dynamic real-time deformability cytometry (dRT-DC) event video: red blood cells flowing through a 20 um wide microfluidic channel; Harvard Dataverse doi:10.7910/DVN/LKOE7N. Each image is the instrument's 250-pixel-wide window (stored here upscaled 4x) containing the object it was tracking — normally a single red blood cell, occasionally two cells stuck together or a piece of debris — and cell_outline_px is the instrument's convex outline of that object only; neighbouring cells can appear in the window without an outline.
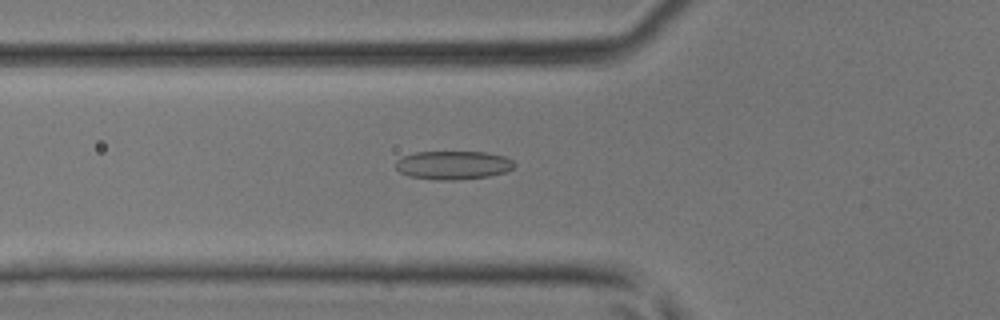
{"species": "common noctule bat (a hibernating species)", "species_latin": "Nyctalus noctula", "temperature_condition": "room temperature", "stored_images_in_passage": 46, "camera_frame_rate_fps": 3000, "um_per_image_px": 0.085, "animal": {"sex": "male", "body_mass_g": 17.9, "forearm_length_mm": 54.2}, "frame": {"image": 1, "passage_image": 17, "time_ms": 5.333, "image_size_px": [1000, 320], "cell_outline_px": [[516, 164], [512, 168], [504, 172], [488, 176], [456, 180], [436, 180], [408, 176], [400, 172], [396, 168], [396, 160], [404, 156], [416, 152], [484, 152], [504, 156], [512, 160]], "centroid_in_image_um": [38.5, 14.04], "position_along_channel_um": 87.3, "area_um2": 19.65}}
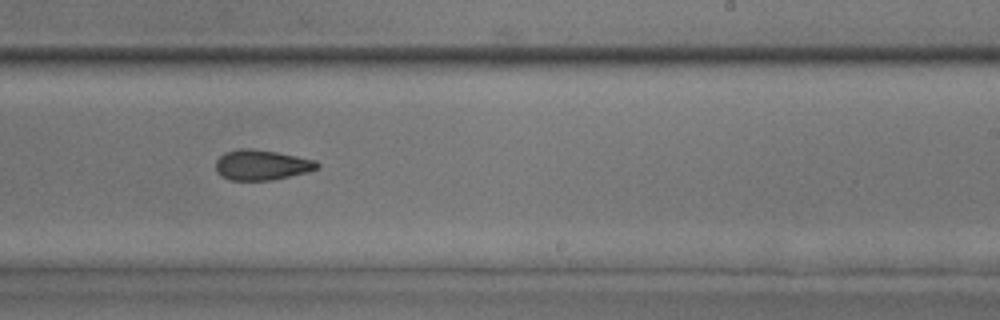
{"frame": {"image": 2, "passage_image": 29, "time_ms": 9.333, "image_size_px": [1000, 320], "cell_outline_px": [[320, 168], [308, 172], [272, 180], [232, 180], [220, 176], [216, 172], [216, 160], [224, 152], [240, 148], [252, 148], [276, 152], [316, 160], [320, 164]], "centroid_in_image_um": [22.24, 14.02], "position_along_channel_um": 266.8, "area_um2": 18.03}}
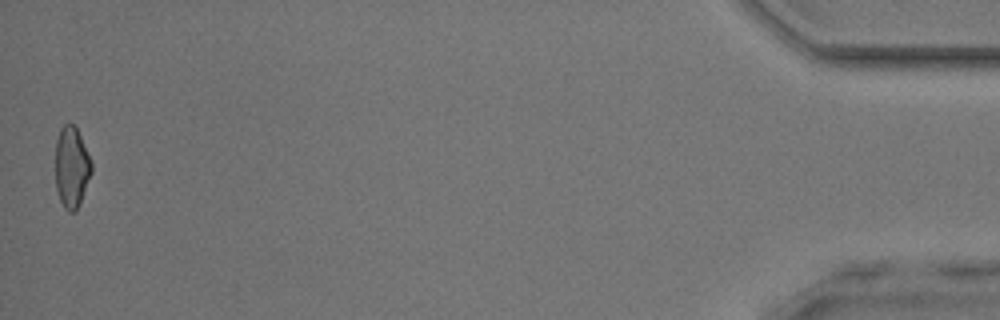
{"frame": {"image": 3, "passage_image": 46, "time_ms": 15.0, "image_size_px": [1000, 320], "cell_outline_px": [[92, 172], [80, 204], [76, 212], [68, 212], [64, 208], [60, 200], [56, 188], [56, 140], [60, 128], [64, 124], [72, 124], [76, 128], [92, 160]], "centroid_in_image_um": [6.1, 14.24], "position_along_channel_um": 429.1, "area_um2": 17.17}}